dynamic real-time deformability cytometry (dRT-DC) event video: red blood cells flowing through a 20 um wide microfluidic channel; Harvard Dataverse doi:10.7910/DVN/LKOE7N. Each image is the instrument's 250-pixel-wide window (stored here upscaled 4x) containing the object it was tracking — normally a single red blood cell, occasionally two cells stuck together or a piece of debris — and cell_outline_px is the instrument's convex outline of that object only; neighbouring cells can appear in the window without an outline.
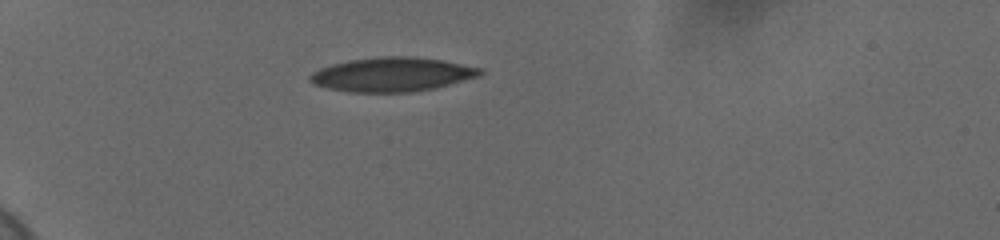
{"species": "human", "species_latin": "Homo sapiens", "temperature_condition": "cold", "stored_images_in_passage": 40, "camera_frame_rate_fps": 3000, "um_per_image_px": 0.085, "donor": {"sex": "female"}, "frame": {"image": 1, "passage_image": 1, "time_ms": 0.0, "image_size_px": [1000, 240], "cell_outline_px": [[484, 72], [480, 76], [436, 88], [412, 92], [348, 92], [328, 88], [316, 84], [308, 80], [308, 76], [312, 72], [320, 68], [332, 64], [348, 60], [380, 56], [412, 56], [440, 60], [484, 68]], "centroid_in_image_um": [33.35, 6.33], "position_along_channel_um": 51.7, "area_um2": 34.04}}
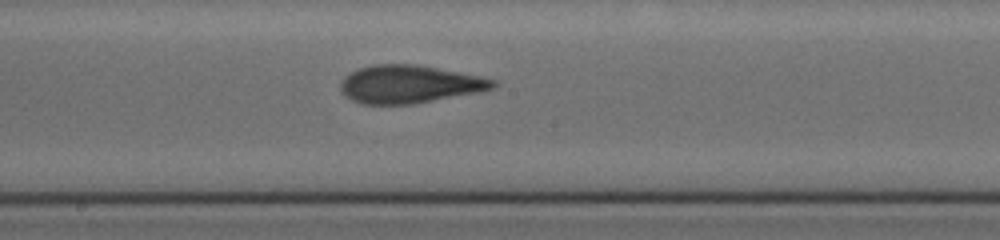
{"frame": {"image": 2, "passage_image": 17, "time_ms": 5.333, "image_size_px": [1000, 240], "cell_outline_px": [[496, 84], [492, 88], [476, 92], [412, 104], [364, 104], [352, 100], [344, 96], [340, 88], [340, 80], [344, 76], [360, 68], [372, 64], [416, 64], [480, 76], [496, 80]], "centroid_in_image_um": [34.74, 7.15], "position_along_channel_um": 213.5, "area_um2": 33.41}}
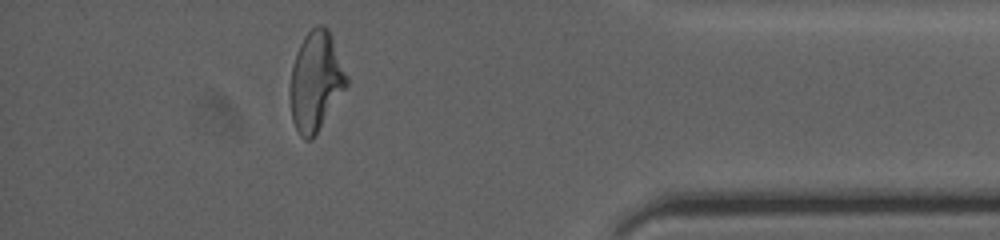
{"frame": {"image": 3, "passage_image": 35, "time_ms": 11.333, "image_size_px": [1000, 240], "cell_outline_px": [[348, 84], [312, 140], [304, 140], [300, 136], [292, 120], [288, 96], [288, 92], [292, 64], [296, 52], [304, 36], [316, 24], [324, 24], [328, 28], [348, 76]], "centroid_in_image_um": [26.81, 6.9], "position_along_channel_um": 408.4, "area_um2": 33.0}, "authors_computed_cell_mechanics": {"area_um2": 33.2061, "velocity_mm_per_s": 3.6956, "shape_relaxation_time_tau1_ms": 5.0705, "shape_relaxation_time_tau2_ms": 1.9479, "deformation_change_tau1": 0.1824, "deformation_change_tau2": 0.1112}}